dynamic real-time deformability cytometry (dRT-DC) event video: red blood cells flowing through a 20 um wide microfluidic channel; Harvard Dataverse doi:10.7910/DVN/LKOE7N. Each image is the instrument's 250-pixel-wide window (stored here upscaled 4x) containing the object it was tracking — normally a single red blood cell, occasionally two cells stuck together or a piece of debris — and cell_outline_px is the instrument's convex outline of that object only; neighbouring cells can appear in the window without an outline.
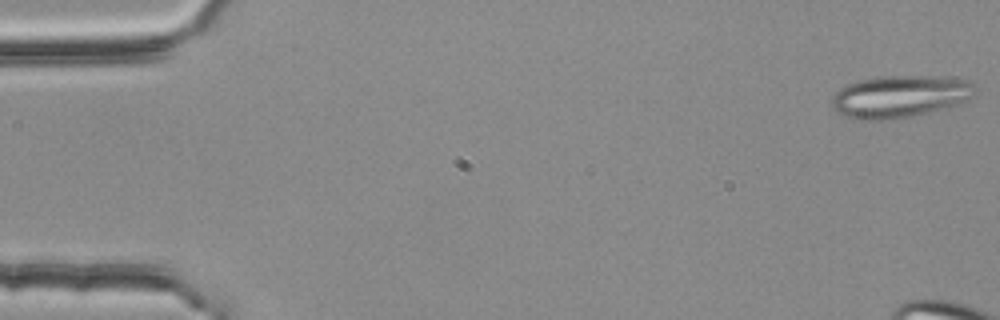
{"species": "common noctule bat (a hibernating species)", "species_latin": "Nyctalus noctula", "temperature_condition": "room temperature", "stored_images_in_passage": 9, "camera_frame_rate_fps": 3000, "um_per_image_px": 0.085, "animal": {"sex": "female", "body_mass_g": 25.1}, "frame": {"image": 1, "passage_image": 1, "time_ms": 0.0, "image_size_px": [1000, 320], "cell_outline_px": [[976, 96], [968, 100], [956, 104], [928, 112], [912, 116], [888, 120], [852, 120], [836, 112], [832, 108], [832, 96], [840, 88], [848, 84], [860, 80], [876, 76], [956, 76], [972, 84], [976, 88]], "centroid_in_image_um": [76.48, 8.2], "position_along_channel_um": 8.5, "area_um2": 35.72}}